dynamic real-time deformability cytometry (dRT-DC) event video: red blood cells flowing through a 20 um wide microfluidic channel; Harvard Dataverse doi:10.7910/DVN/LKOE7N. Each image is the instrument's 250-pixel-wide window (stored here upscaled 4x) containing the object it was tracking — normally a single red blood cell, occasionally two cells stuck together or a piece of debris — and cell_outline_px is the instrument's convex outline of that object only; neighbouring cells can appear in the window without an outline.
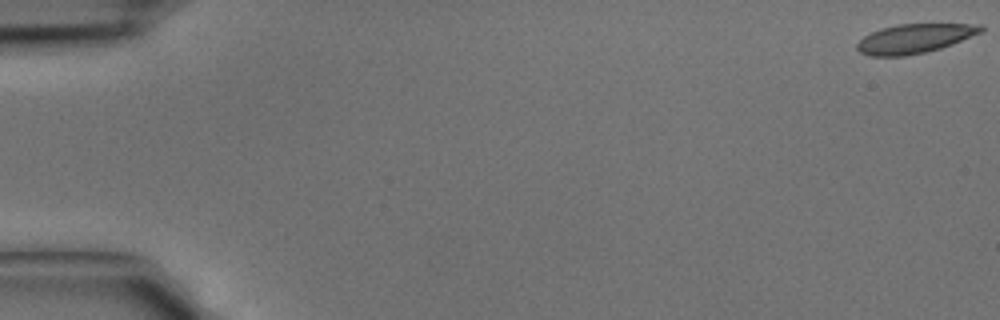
{"species": "common noctule bat (a hibernating species)", "species_latin": "Nyctalus noctula", "temperature_condition": "cold", "stored_images_in_passage": 43, "camera_frame_rate_fps": 3000, "um_per_image_px": 0.085, "animal": {"sex": "male", "body_mass_g": 15.6}, "frame": {"image": 1, "passage_image": 1, "time_ms": 0.0, "image_size_px": [1000, 320], "cell_outline_px": [[984, 28], [980, 32], [952, 44], [940, 48], [924, 52], [904, 56], [872, 56], [860, 52], [856, 48], [856, 44], [864, 36], [880, 28], [900, 24], [984, 24]], "centroid_in_image_um": [77.71, 3.27], "position_along_channel_um": 7.3, "area_um2": 20.87}}
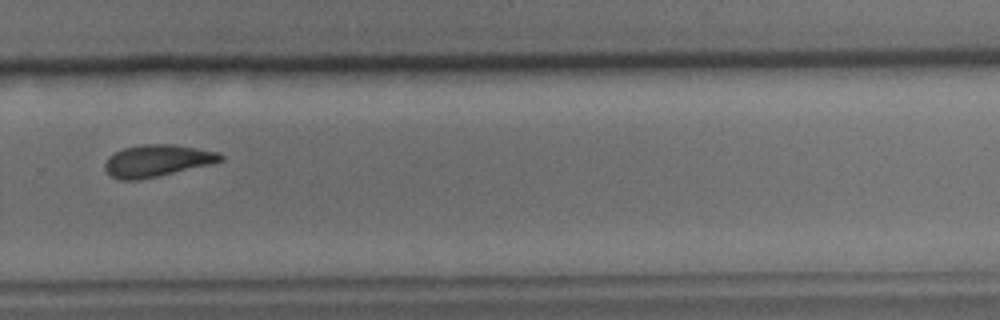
{"frame": {"image": 2, "passage_image": 30, "time_ms": 9.667, "image_size_px": [1000, 320], "cell_outline_px": [[224, 160], [212, 164], [140, 180], [120, 180], [112, 176], [104, 168], [104, 164], [108, 156], [124, 148], [140, 144], [172, 144], [220, 152], [224, 156]], "centroid_in_image_um": [13.37, 13.66], "position_along_channel_um": 316.4, "area_um2": 21.62}}
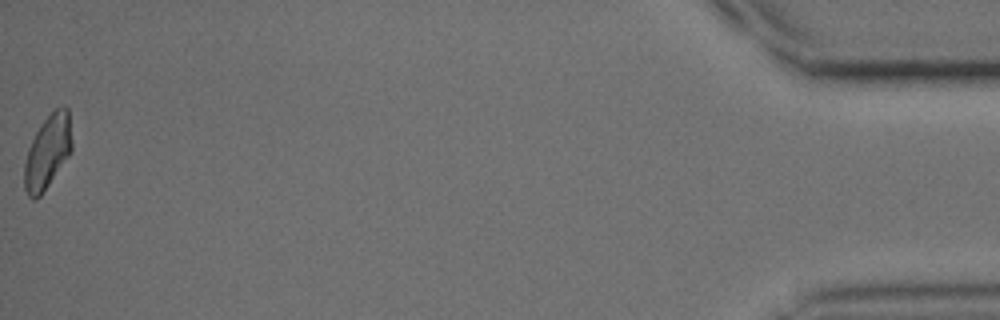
{"frame": {"image": 3, "passage_image": 43, "time_ms": 14.0, "image_size_px": [1000, 320], "cell_outline_px": [[72, 152], [40, 196], [36, 200], [32, 200], [28, 196], [24, 188], [24, 164], [28, 148], [40, 124], [56, 108], [64, 104], [68, 108], [72, 140]], "centroid_in_image_um": [4.05, 12.91], "position_along_channel_um": 431.1, "area_um2": 20.52}}